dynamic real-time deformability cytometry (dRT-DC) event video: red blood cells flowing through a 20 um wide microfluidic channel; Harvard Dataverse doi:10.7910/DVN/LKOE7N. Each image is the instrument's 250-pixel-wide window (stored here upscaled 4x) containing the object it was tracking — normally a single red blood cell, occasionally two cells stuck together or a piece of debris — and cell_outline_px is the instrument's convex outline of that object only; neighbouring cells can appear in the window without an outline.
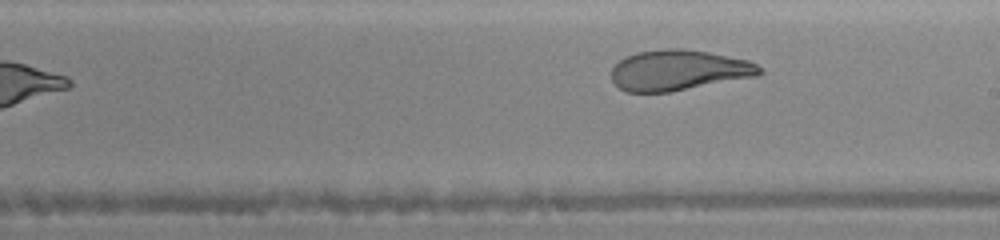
{"species": "human", "species_latin": "Homo sapiens", "temperature_condition": "warm", "stored_images_in_passage": 11, "segment_of_instrument_passage": [2, 2], "camera_frame_rate_fps": 3000, "um_per_image_px": 0.085, "donor": {"sex": "female"}, "frame": {"image": 1, "passage_image": 11, "time_ms": 6.333, "image_size_px": [1000, 240], "cell_outline_px": [[764, 72], [756, 76], [668, 92], [624, 92], [612, 80], [612, 68], [624, 56], [636, 52], [668, 48], [684, 48], [708, 52], [748, 60], [756, 64]], "centroid_in_image_um": [57.65, 5.96], "position_along_channel_um": 231.3, "area_um2": 34.85}}